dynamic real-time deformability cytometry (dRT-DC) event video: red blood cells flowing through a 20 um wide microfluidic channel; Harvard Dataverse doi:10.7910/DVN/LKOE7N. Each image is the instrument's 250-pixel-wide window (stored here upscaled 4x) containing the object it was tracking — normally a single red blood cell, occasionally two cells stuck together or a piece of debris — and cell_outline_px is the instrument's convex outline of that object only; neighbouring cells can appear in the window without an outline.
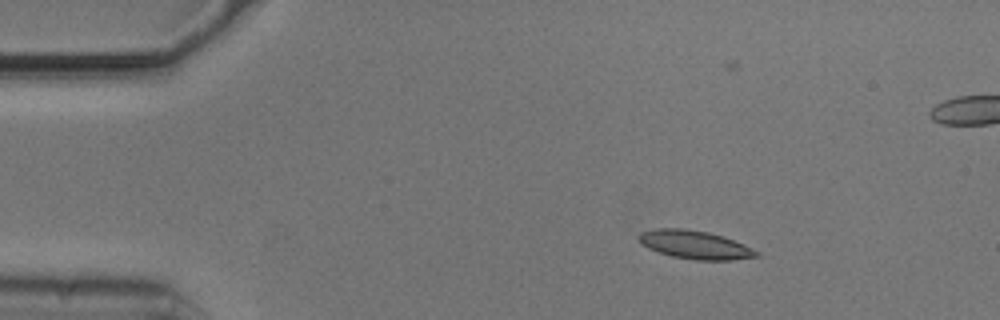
{"species": "common noctule bat (a hibernating species)", "species_latin": "Nyctalus noctula", "temperature_condition": "cold", "stored_images_in_passage": 48, "segment_of_instrument_passage": [1, 2], "camera_frame_rate_fps": 3000, "um_per_image_px": 0.085, "animal": {"sex": "male", "body_mass_g": 20.5, "forearm_length_mm": 52.5}, "frame": {"image": 1, "passage_image": 1, "time_ms": 0.0, "image_size_px": [1000, 320], "cell_outline_px": [[760, 256], [732, 260], [696, 260], [672, 256], [648, 248], [640, 244], [640, 232], [656, 228], [684, 228], [708, 232], [724, 236], [744, 244], [760, 252]], "centroid_in_image_um": [59.1, 20.8], "position_along_channel_um": 25.9, "area_um2": 19.48}}
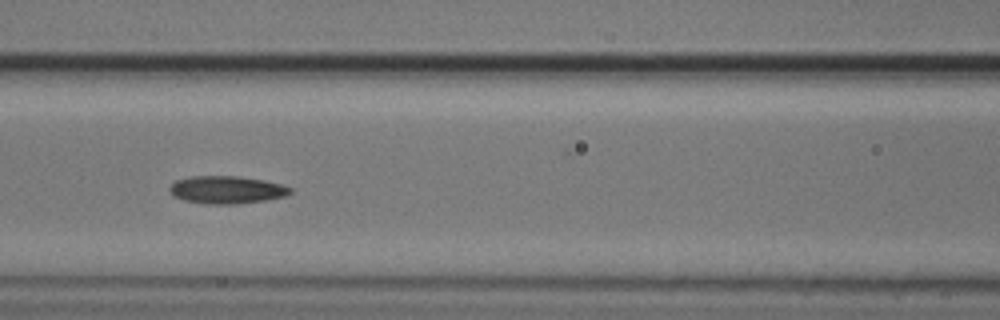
{"frame": {"image": 2, "passage_image": 16, "time_ms": 5.0, "image_size_px": [1000, 320], "cell_outline_px": [[292, 192], [284, 196], [268, 200], [236, 204], [204, 204], [184, 200], [172, 196], [168, 188], [176, 180], [188, 176], [236, 176], [264, 180], [280, 184], [292, 188]], "centroid_in_image_um": [19.24, 16.13], "position_along_channel_um": 147.4, "area_um2": 19.59}}
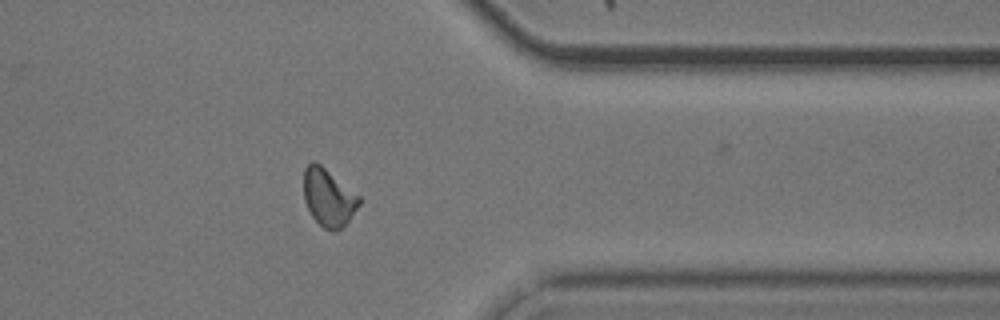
{"frame": {"image": 3, "passage_image": 36, "time_ms": 11.667, "image_size_px": [1000, 320], "cell_outline_px": [[360, 204], [348, 220], [340, 228], [332, 232], [324, 228], [312, 216], [304, 200], [304, 168], [312, 160], [320, 164], [360, 196]], "centroid_in_image_um": [27.91, 16.77], "position_along_channel_um": 383.5, "area_um2": 18.32}}